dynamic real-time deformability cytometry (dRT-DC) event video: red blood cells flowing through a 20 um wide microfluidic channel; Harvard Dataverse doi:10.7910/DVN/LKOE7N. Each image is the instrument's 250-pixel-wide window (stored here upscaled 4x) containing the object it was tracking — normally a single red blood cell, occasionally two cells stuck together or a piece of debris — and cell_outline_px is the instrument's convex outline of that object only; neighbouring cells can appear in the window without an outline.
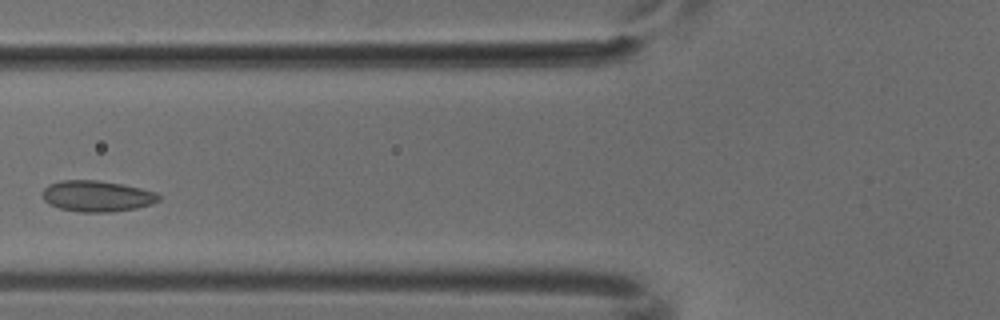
{"species": "common noctule bat (a hibernating species)", "species_latin": "Nyctalus noctula", "temperature_condition": "cold", "stored_images_in_passage": 5, "camera_frame_rate_fps": 3000, "um_per_image_px": 0.085, "animal": {"sex": "male", "body_mass_g": 18.8}, "frame": {"image": 1, "passage_image": 4, "time_ms": 1.0, "image_size_px": [1000, 320], "cell_outline_px": [[160, 200], [152, 204], [136, 208], [112, 212], [80, 212], [60, 208], [48, 204], [44, 200], [40, 192], [48, 184], [60, 180], [96, 180], [124, 184], [156, 192], [160, 196]], "centroid_in_image_um": [8.22, 16.66], "position_along_channel_um": 117.6, "area_um2": 21.27}}
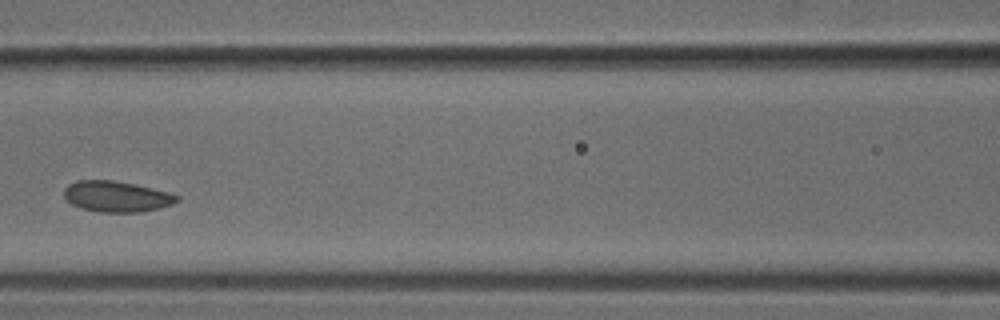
{"frame": {"image": 2, "passage_image": 5, "time_ms": 1.333, "image_size_px": [1000, 320], "cell_outline_px": [[180, 200], [172, 204], [160, 208], [136, 212], [100, 212], [80, 208], [72, 204], [64, 196], [64, 188], [68, 184], [76, 180], [112, 180], [136, 184], [168, 192], [180, 196]], "centroid_in_image_um": [9.91, 16.69], "position_along_channel_um": 156.7, "area_um2": 20.35}}